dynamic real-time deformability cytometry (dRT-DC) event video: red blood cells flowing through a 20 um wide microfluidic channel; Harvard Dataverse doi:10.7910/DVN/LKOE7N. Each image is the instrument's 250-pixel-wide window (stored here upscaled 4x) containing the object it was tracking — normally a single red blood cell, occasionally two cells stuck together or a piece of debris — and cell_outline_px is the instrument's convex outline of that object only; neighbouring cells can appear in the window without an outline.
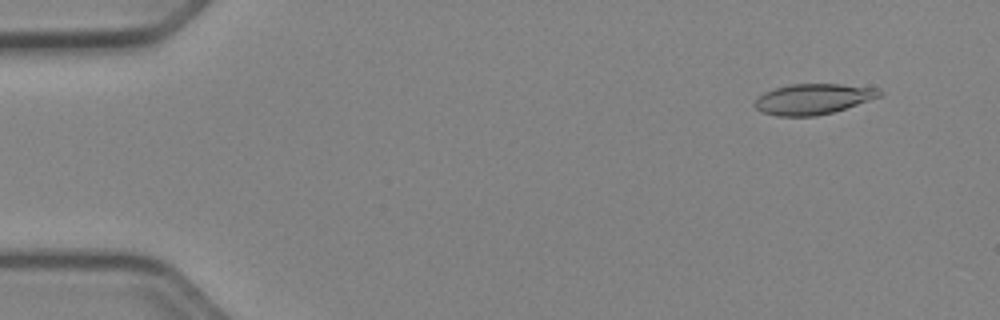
{"species": "Egyptian fruit bat (a non-hibernating species)", "species_latin": "Rousettus aegyptiacus", "temperature_condition": "cold", "stored_images_in_passage": 48, "camera_frame_rate_fps": 3000, "um_per_image_px": 0.085, "animal": {"sex": "female"}, "frame": {"image": 1, "passage_image": 5, "time_ms": 1.333, "image_size_px": [1000, 320], "cell_outline_px": [[884, 92], [880, 96], [832, 112], [816, 116], [776, 116], [764, 112], [756, 108], [752, 104], [764, 92], [788, 84], [840, 84], [880, 88]], "centroid_in_image_um": [69.11, 8.41], "position_along_channel_um": 15.9, "area_um2": 22.02}}
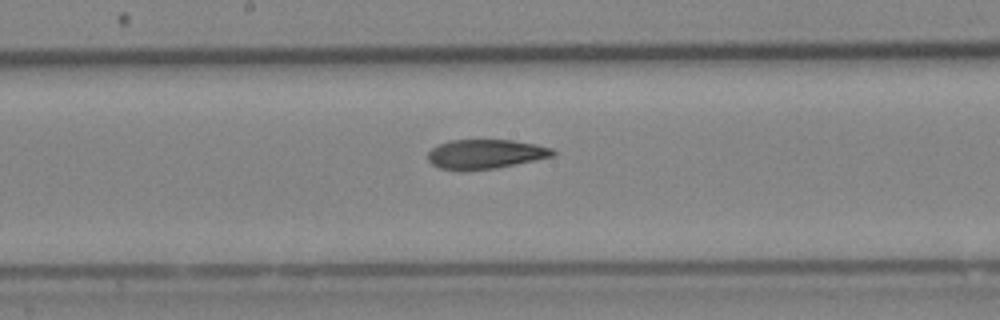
{"frame": {"image": 2, "passage_image": 28, "time_ms": 9.0, "image_size_px": [1000, 320], "cell_outline_px": [[556, 156], [496, 168], [460, 172], [440, 168], [432, 164], [428, 160], [428, 152], [432, 148], [440, 144], [452, 140], [512, 140], [536, 144], [552, 148], [556, 152]], "centroid_in_image_um": [41.27, 13.11], "position_along_channel_um": 206.9, "area_um2": 21.68}}
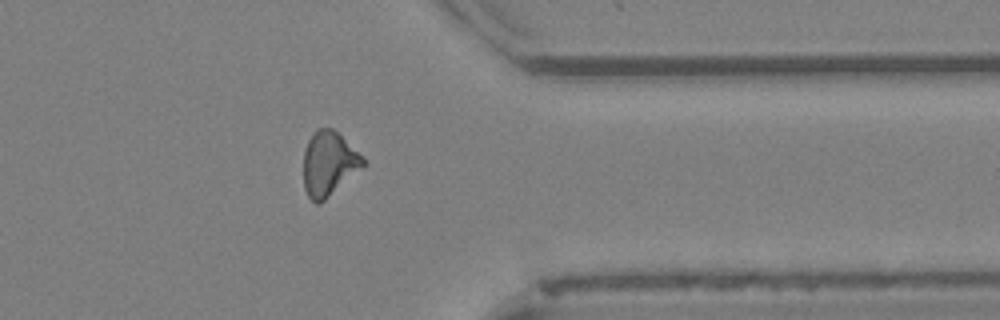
{"frame": {"image": 3, "passage_image": 42, "time_ms": 13.667, "image_size_px": [1000, 320], "cell_outline_px": [[364, 164], [320, 204], [316, 204], [308, 196], [304, 188], [304, 148], [308, 140], [316, 128], [332, 128], [364, 156]], "centroid_in_image_um": [27.91, 13.89], "position_along_channel_um": 383.5, "area_um2": 21.96}, "authors_computed_cell_mechanics": {"area_um2": 22.0507, "velocity_mm_per_s": 3.9593, "shape_relaxation_time_tau1_ms": 8.2684, "shape_relaxation_time_tau2_ms": null, "deformation_change_tau1": 0.1867, "deformation_change_tau2": null}}